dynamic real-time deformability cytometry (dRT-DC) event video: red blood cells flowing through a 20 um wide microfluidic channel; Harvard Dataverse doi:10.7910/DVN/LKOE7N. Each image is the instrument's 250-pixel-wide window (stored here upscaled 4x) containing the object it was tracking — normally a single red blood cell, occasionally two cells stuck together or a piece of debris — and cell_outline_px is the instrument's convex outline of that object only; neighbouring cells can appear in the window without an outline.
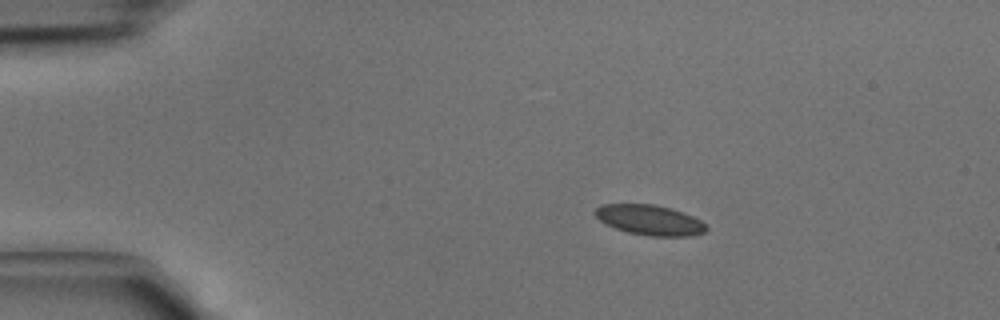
{"species": "common noctule bat (a hibernating species)", "species_latin": "Nyctalus noctula", "temperature_condition": "cold", "stored_images_in_passage": 3, "camera_frame_rate_fps": 3000, "um_per_image_px": 0.085, "animal": {"sex": "male", "body_mass_g": 15.6}, "frame": {"image": 1, "passage_image": 1, "time_ms": 0.0, "image_size_px": [1000, 320], "cell_outline_px": [[708, 228], [704, 232], [688, 236], [648, 236], [628, 232], [604, 224], [592, 212], [600, 204], [656, 204], [672, 208], [692, 216], [700, 220]], "centroid_in_image_um": [55.19, 18.69], "position_along_channel_um": 29.8, "area_um2": 19.59}}